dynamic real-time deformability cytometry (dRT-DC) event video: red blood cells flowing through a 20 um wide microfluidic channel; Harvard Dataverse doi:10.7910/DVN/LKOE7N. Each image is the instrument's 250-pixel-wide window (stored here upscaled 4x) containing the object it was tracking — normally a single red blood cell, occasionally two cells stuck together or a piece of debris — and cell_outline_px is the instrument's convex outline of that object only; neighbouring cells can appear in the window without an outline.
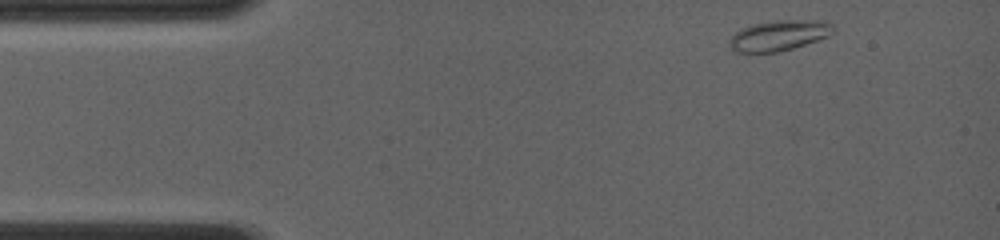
{"species": "common noctule bat (a hibernating species)", "species_latin": "Nyctalus noctula", "temperature_condition": "room temperature", "stored_images_in_passage": 42, "camera_frame_rate_fps": 4000, "um_per_image_px": 0.085, "animal": {"sex": "female", "body_mass_g": 19.0, "forearm_length_mm": 56.7}, "frame": {"image": 1, "passage_image": 1, "time_ms": 0.0, "image_size_px": [1000, 240], "cell_outline_px": [[832, 32], [828, 36], [820, 40], [792, 48], [776, 52], [732, 52], [728, 44], [728, 40], [740, 28], [752, 24], [776, 20], [824, 20], [832, 24]], "centroid_in_image_um": [66.18, 3.01], "position_along_channel_um": 18.8, "area_um2": 18.55}}
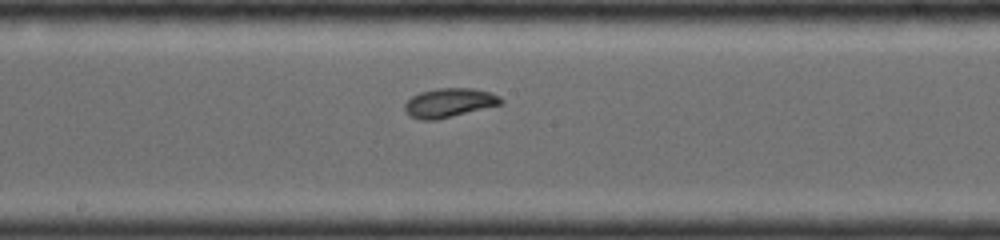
{"frame": {"image": 2, "passage_image": 27, "time_ms": 6.5, "image_size_px": [1000, 240], "cell_outline_px": [[504, 104], [436, 120], [420, 120], [412, 116], [404, 108], [404, 104], [412, 96], [420, 92], [436, 88], [472, 88], [488, 92], [500, 96], [504, 100]], "centroid_in_image_um": [38.22, 8.73], "position_along_channel_um": 210.0, "area_um2": 16.3}}
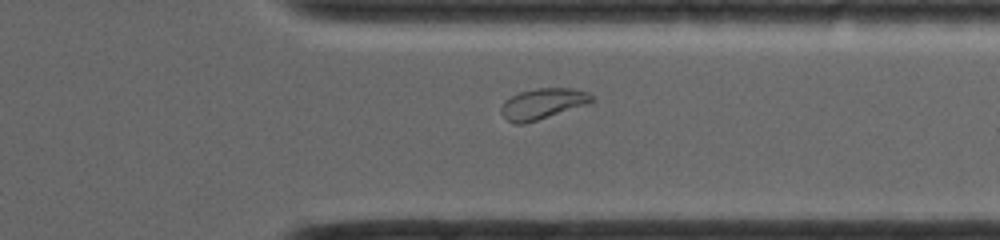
{"frame": {"image": 3, "passage_image": 42, "time_ms": 10.25, "image_size_px": [1000, 240], "cell_outline_px": [[596, 100], [588, 104], [524, 124], [512, 124], [500, 112], [500, 108], [504, 100], [520, 92], [536, 88], [572, 88], [588, 92]], "centroid_in_image_um": [46.12, 8.81], "position_along_channel_um": 365.3, "area_um2": 16.24}}